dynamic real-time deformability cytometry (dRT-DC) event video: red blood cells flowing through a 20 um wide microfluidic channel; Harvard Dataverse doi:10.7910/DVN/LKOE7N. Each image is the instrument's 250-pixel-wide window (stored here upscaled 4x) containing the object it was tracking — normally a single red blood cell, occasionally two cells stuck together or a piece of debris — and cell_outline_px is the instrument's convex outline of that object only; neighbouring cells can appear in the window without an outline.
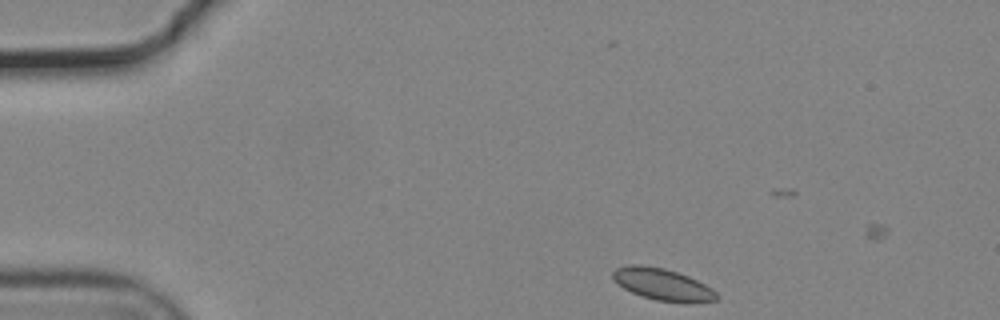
{"species": "common noctule bat (a hibernating species)", "species_latin": "Nyctalus noctula", "temperature_condition": "cold", "stored_images_in_passage": 9, "camera_frame_rate_fps": 3000, "um_per_image_px": 0.085, "animal": {"sex": "male", "body_mass_g": 19.2, "forearm_length_mm": 51.8}, "frame": {"image": 1, "passage_image": 2, "time_ms": 0.333, "image_size_px": [1000, 320], "cell_outline_px": [[720, 300], [692, 304], [688, 304], [656, 300], [640, 296], [624, 288], [612, 276], [612, 272], [616, 268], [632, 264], [640, 264], [664, 268], [688, 276], [712, 288], [720, 296]], "centroid_in_image_um": [56.39, 24.2], "position_along_channel_um": 28.6, "area_um2": 19.48}}